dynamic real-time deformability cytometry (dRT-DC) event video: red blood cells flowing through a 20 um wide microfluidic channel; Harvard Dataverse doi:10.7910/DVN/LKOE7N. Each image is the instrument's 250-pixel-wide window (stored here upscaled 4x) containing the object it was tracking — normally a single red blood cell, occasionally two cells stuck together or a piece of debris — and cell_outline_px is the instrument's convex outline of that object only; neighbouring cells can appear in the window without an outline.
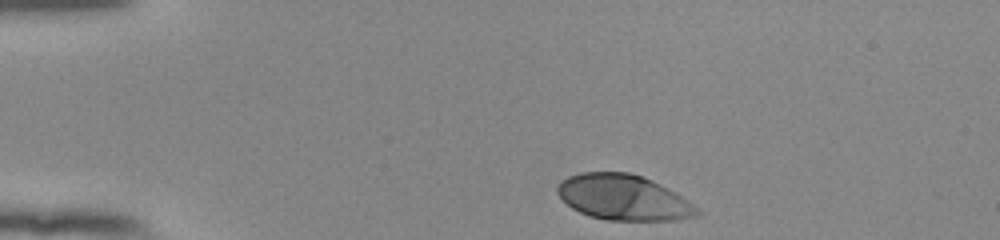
{"species": "human", "species_latin": "Homo sapiens", "temperature_condition": "room temperature", "stored_images_in_passage": 36, "camera_frame_rate_fps": 3000, "um_per_image_px": 0.085, "donor": {"sex": "female"}, "frame": {"image": 1, "passage_image": 1, "time_ms": 0.0, "image_size_px": [1000, 240], "cell_outline_px": [[704, 212], [700, 216], [680, 220], [604, 220], [588, 216], [572, 208], [556, 192], [556, 188], [560, 180], [568, 176], [580, 172], [628, 172], [644, 176], [668, 188], [688, 200]], "centroid_in_image_um": [53.03, 16.79], "position_along_channel_um": 32.0, "area_um2": 37.45}}
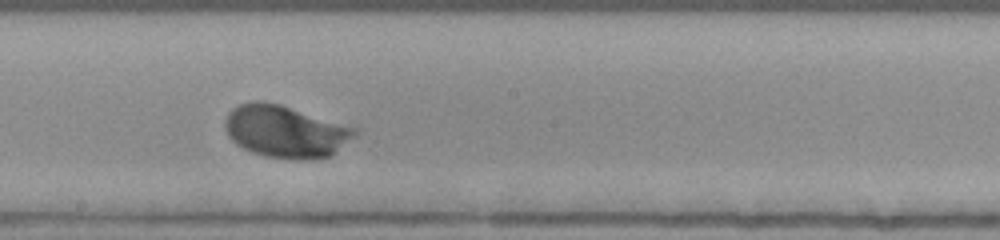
{"frame": {"image": 2, "passage_image": 21, "time_ms": 6.667, "image_size_px": [1000, 240], "cell_outline_px": [[360, 128], [332, 156], [312, 160], [300, 160], [264, 156], [252, 152], [236, 144], [228, 136], [224, 128], [224, 120], [228, 112], [232, 108], [240, 104], [256, 100], [260, 100], [280, 104]], "centroid_in_image_um": [24.24, 11.17], "position_along_channel_um": 224.0, "area_um2": 39.77}}
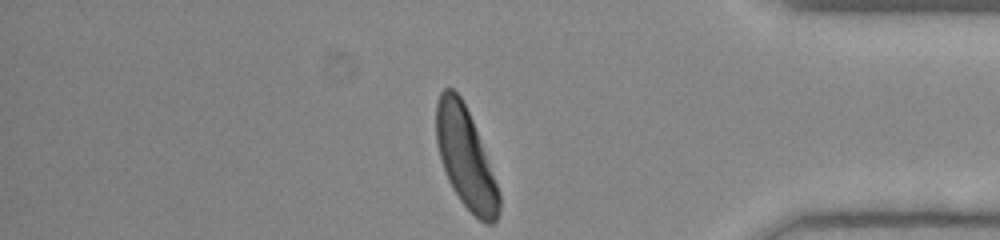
{"frame": {"image": 3, "passage_image": 36, "time_ms": 11.667, "image_size_px": [1000, 240], "cell_outline_px": [[500, 208], [496, 220], [492, 224], [488, 224], [480, 220], [460, 200], [452, 188], [448, 180], [440, 160], [436, 144], [436, 104], [440, 92], [444, 88], [452, 88], [460, 96], [472, 120], [500, 192]], "centroid_in_image_um": [39.55, 13.42], "position_along_channel_um": 395.7, "area_um2": 36.24}, "authors_computed_cell_mechanics": {"area_um2": 36.9631, "velocity_mm_per_s": 3.8866, "shape_relaxation_time_tau1_ms": 1.5848, "shape_relaxation_time_tau2_ms": null, "deformation_change_tau1": 0.1462, "deformation_change_tau2": null}}